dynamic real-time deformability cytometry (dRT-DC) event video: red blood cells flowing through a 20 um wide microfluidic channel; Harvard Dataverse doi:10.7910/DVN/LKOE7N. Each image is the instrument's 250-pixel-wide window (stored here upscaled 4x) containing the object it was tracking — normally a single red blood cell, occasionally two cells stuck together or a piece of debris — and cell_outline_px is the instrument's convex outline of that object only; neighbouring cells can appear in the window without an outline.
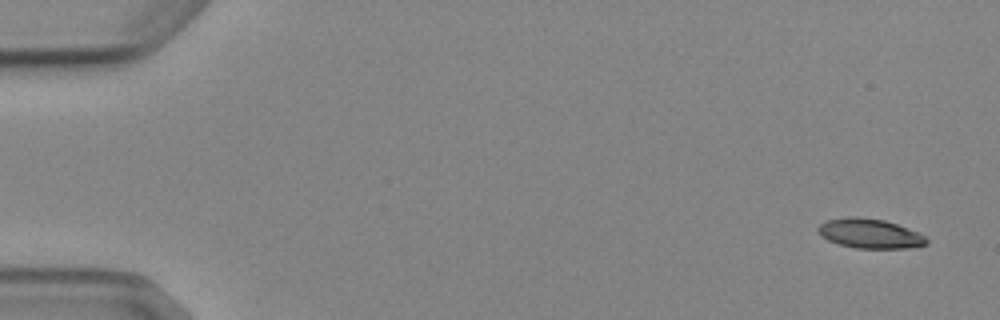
{"species": "Egyptian fruit bat (a non-hibernating species)", "species_latin": "Rousettus aegyptiacus", "temperature_condition": "cold", "stored_images_in_passage": 6, "segment_of_instrument_passage": [1, 2], "camera_frame_rate_fps": 3000, "um_per_image_px": 0.085, "animal": {"sex": "female"}, "frame": {"image": 1, "passage_image": 1, "time_ms": 0.0, "image_size_px": [1000, 320], "cell_outline_px": [[928, 244], [908, 248], [856, 248], [840, 244], [828, 240], [820, 236], [816, 232], [816, 228], [820, 224], [828, 220], [856, 216], [884, 220], [896, 224], [916, 232], [924, 236], [928, 240]], "centroid_in_image_um": [73.9, 19.85], "position_along_channel_um": 11.1, "area_um2": 18.5}}
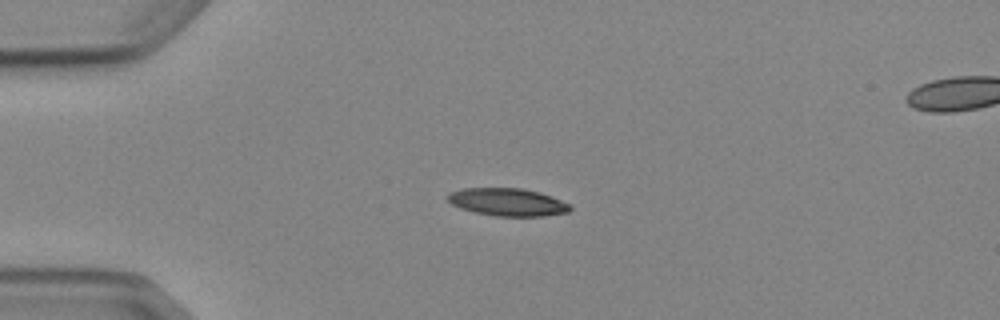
{"frame": {"image": 2, "passage_image": 4, "time_ms": 3.667, "image_size_px": [1000, 320], "cell_outline_px": [[572, 208], [568, 212], [544, 216], [496, 216], [476, 212], [460, 208], [452, 204], [448, 200], [448, 192], [464, 188], [524, 188], [540, 192], [552, 196], [572, 204]], "centroid_in_image_um": [43.19, 17.17], "position_along_channel_um": 41.8, "area_um2": 19.88}}